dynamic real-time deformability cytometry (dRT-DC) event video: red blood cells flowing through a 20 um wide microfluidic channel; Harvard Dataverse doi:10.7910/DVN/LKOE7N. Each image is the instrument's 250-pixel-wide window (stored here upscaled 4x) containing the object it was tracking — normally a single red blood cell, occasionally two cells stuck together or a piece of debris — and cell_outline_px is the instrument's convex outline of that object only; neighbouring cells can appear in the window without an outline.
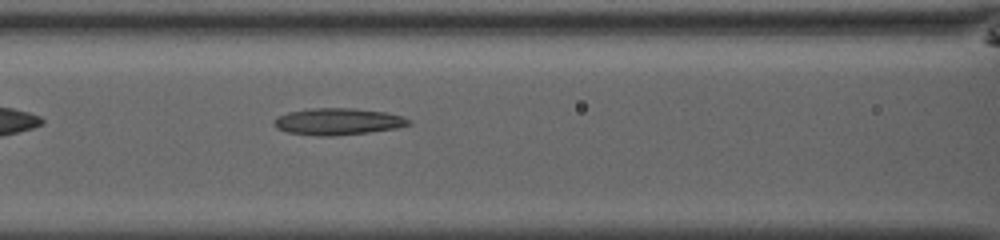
{"species": "common noctule bat (a hibernating species)", "species_latin": "Nyctalus noctula", "temperature_condition": "room temperature", "stored_images_in_passage": 34, "camera_frame_rate_fps": 3000, "um_per_image_px": 0.085, "animal": {"sex": "male", "body_mass_g": 13.0, "forearm_length_mm": 53.1}, "frame": {"image": 1, "passage_image": 8, "time_ms": 2.333, "image_size_px": [1000, 240], "cell_outline_px": [[412, 124], [396, 128], [368, 132], [332, 136], [316, 136], [288, 132], [276, 128], [272, 120], [288, 112], [308, 108], [352, 108], [384, 112], [404, 116], [412, 120]], "centroid_in_image_um": [28.73, 10.33], "position_along_channel_um": 137.9, "area_um2": 21.04}}
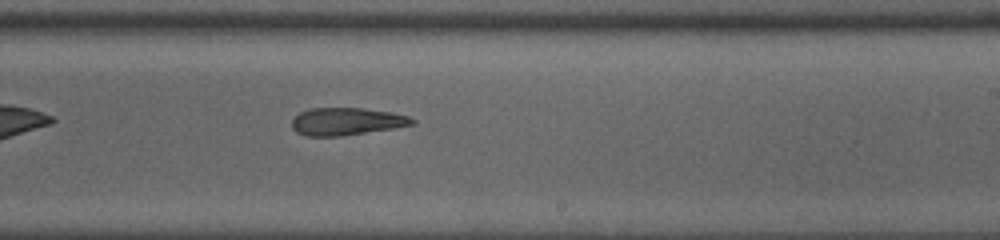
{"frame": {"image": 2, "passage_image": 17, "time_ms": 5.333, "image_size_px": [1000, 240], "cell_outline_px": [[416, 124], [392, 128], [340, 136], [308, 136], [296, 132], [292, 128], [292, 120], [300, 112], [312, 108], [364, 108], [388, 112], [408, 116], [416, 120]], "centroid_in_image_um": [29.44, 10.32], "position_along_channel_um": 259.6, "area_um2": 19.07}}
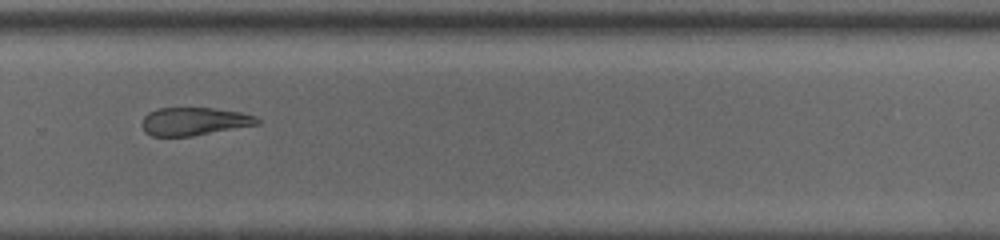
{"frame": {"image": 3, "passage_image": 21, "time_ms": 6.667, "image_size_px": [1000, 240], "cell_outline_px": [[260, 124], [192, 136], [152, 136], [144, 132], [140, 124], [144, 116], [148, 112], [160, 108], [212, 108], [240, 112], [256, 116], [260, 120]], "centroid_in_image_um": [16.48, 10.32], "position_along_channel_um": 313.3, "area_um2": 18.9}, "authors_computed_cell_mechanics": {"area_um2": 20.4612, "velocity_mm_per_s": 4.0553, "shape_relaxation_time_tau1_ms": null, "shape_relaxation_time_tau2_ms": 3.3574, "deformation_change_tau1": null, "deformation_change_tau2": 0.1279}}